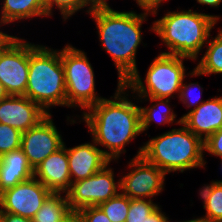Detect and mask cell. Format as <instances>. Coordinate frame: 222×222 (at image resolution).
I'll return each mask as SVG.
<instances>
[{
    "label": "cell",
    "instance_id": "1",
    "mask_svg": "<svg viewBox=\"0 0 222 222\" xmlns=\"http://www.w3.org/2000/svg\"><path fill=\"white\" fill-rule=\"evenodd\" d=\"M129 92L124 84H117L111 99H102L81 115L92 140L107 149L103 153L110 161L119 160L125 146L142 134L140 106L128 99Z\"/></svg>",
    "mask_w": 222,
    "mask_h": 222
},
{
    "label": "cell",
    "instance_id": "2",
    "mask_svg": "<svg viewBox=\"0 0 222 222\" xmlns=\"http://www.w3.org/2000/svg\"><path fill=\"white\" fill-rule=\"evenodd\" d=\"M117 11L110 8L90 10L95 20L101 48L112 58L118 72V84H124L136 71V55L142 41V24L151 11Z\"/></svg>",
    "mask_w": 222,
    "mask_h": 222
},
{
    "label": "cell",
    "instance_id": "3",
    "mask_svg": "<svg viewBox=\"0 0 222 222\" xmlns=\"http://www.w3.org/2000/svg\"><path fill=\"white\" fill-rule=\"evenodd\" d=\"M221 16L192 11H168L150 27L169 51L160 52L189 60H198V55L208 42L211 31Z\"/></svg>",
    "mask_w": 222,
    "mask_h": 222
},
{
    "label": "cell",
    "instance_id": "4",
    "mask_svg": "<svg viewBox=\"0 0 222 222\" xmlns=\"http://www.w3.org/2000/svg\"><path fill=\"white\" fill-rule=\"evenodd\" d=\"M173 128L143 143L136 157L156 165L166 175L171 172L205 168L204 141L190 131L182 122Z\"/></svg>",
    "mask_w": 222,
    "mask_h": 222
},
{
    "label": "cell",
    "instance_id": "5",
    "mask_svg": "<svg viewBox=\"0 0 222 222\" xmlns=\"http://www.w3.org/2000/svg\"><path fill=\"white\" fill-rule=\"evenodd\" d=\"M24 96L51 114L52 106L67 107L61 50L29 42V72ZM51 107V108H50Z\"/></svg>",
    "mask_w": 222,
    "mask_h": 222
},
{
    "label": "cell",
    "instance_id": "6",
    "mask_svg": "<svg viewBox=\"0 0 222 222\" xmlns=\"http://www.w3.org/2000/svg\"><path fill=\"white\" fill-rule=\"evenodd\" d=\"M188 58L160 53L155 56L145 74L144 82L136 71L124 85L136 97L173 98L180 93L183 79L187 75L184 60Z\"/></svg>",
    "mask_w": 222,
    "mask_h": 222
},
{
    "label": "cell",
    "instance_id": "7",
    "mask_svg": "<svg viewBox=\"0 0 222 222\" xmlns=\"http://www.w3.org/2000/svg\"><path fill=\"white\" fill-rule=\"evenodd\" d=\"M68 108L86 111L104 97L95 92V74L86 53L71 44L61 50Z\"/></svg>",
    "mask_w": 222,
    "mask_h": 222
},
{
    "label": "cell",
    "instance_id": "8",
    "mask_svg": "<svg viewBox=\"0 0 222 222\" xmlns=\"http://www.w3.org/2000/svg\"><path fill=\"white\" fill-rule=\"evenodd\" d=\"M29 72V42L9 35L0 44V82L9 95L24 96Z\"/></svg>",
    "mask_w": 222,
    "mask_h": 222
},
{
    "label": "cell",
    "instance_id": "9",
    "mask_svg": "<svg viewBox=\"0 0 222 222\" xmlns=\"http://www.w3.org/2000/svg\"><path fill=\"white\" fill-rule=\"evenodd\" d=\"M115 181L110 163L89 178L72 182L66 193L69 207L77 212L88 206H98L121 192L120 178Z\"/></svg>",
    "mask_w": 222,
    "mask_h": 222
},
{
    "label": "cell",
    "instance_id": "10",
    "mask_svg": "<svg viewBox=\"0 0 222 222\" xmlns=\"http://www.w3.org/2000/svg\"><path fill=\"white\" fill-rule=\"evenodd\" d=\"M129 173L120 177L121 192L129 199L152 200L164 190L166 174L142 156L128 162Z\"/></svg>",
    "mask_w": 222,
    "mask_h": 222
},
{
    "label": "cell",
    "instance_id": "11",
    "mask_svg": "<svg viewBox=\"0 0 222 222\" xmlns=\"http://www.w3.org/2000/svg\"><path fill=\"white\" fill-rule=\"evenodd\" d=\"M52 194L34 176L0 193V212L33 218Z\"/></svg>",
    "mask_w": 222,
    "mask_h": 222
},
{
    "label": "cell",
    "instance_id": "12",
    "mask_svg": "<svg viewBox=\"0 0 222 222\" xmlns=\"http://www.w3.org/2000/svg\"><path fill=\"white\" fill-rule=\"evenodd\" d=\"M64 145L62 135L48 114L35 127L22 132L21 149L34 170L45 158Z\"/></svg>",
    "mask_w": 222,
    "mask_h": 222
},
{
    "label": "cell",
    "instance_id": "13",
    "mask_svg": "<svg viewBox=\"0 0 222 222\" xmlns=\"http://www.w3.org/2000/svg\"><path fill=\"white\" fill-rule=\"evenodd\" d=\"M48 115L26 96L9 95L0 101V123L25 132Z\"/></svg>",
    "mask_w": 222,
    "mask_h": 222
},
{
    "label": "cell",
    "instance_id": "14",
    "mask_svg": "<svg viewBox=\"0 0 222 222\" xmlns=\"http://www.w3.org/2000/svg\"><path fill=\"white\" fill-rule=\"evenodd\" d=\"M34 177L52 193L66 194L70 190L72 180L65 142L34 169Z\"/></svg>",
    "mask_w": 222,
    "mask_h": 222
},
{
    "label": "cell",
    "instance_id": "15",
    "mask_svg": "<svg viewBox=\"0 0 222 222\" xmlns=\"http://www.w3.org/2000/svg\"><path fill=\"white\" fill-rule=\"evenodd\" d=\"M67 156L72 182L89 178L111 163L93 140L67 148Z\"/></svg>",
    "mask_w": 222,
    "mask_h": 222
},
{
    "label": "cell",
    "instance_id": "16",
    "mask_svg": "<svg viewBox=\"0 0 222 222\" xmlns=\"http://www.w3.org/2000/svg\"><path fill=\"white\" fill-rule=\"evenodd\" d=\"M182 123L196 136L205 141L222 128V96L205 100L196 109L182 117Z\"/></svg>",
    "mask_w": 222,
    "mask_h": 222
},
{
    "label": "cell",
    "instance_id": "17",
    "mask_svg": "<svg viewBox=\"0 0 222 222\" xmlns=\"http://www.w3.org/2000/svg\"><path fill=\"white\" fill-rule=\"evenodd\" d=\"M33 176L34 170L21 148L0 157V193Z\"/></svg>",
    "mask_w": 222,
    "mask_h": 222
},
{
    "label": "cell",
    "instance_id": "18",
    "mask_svg": "<svg viewBox=\"0 0 222 222\" xmlns=\"http://www.w3.org/2000/svg\"><path fill=\"white\" fill-rule=\"evenodd\" d=\"M134 101L137 99L138 102L144 101H150L151 107H142L140 106L141 111V129L142 133L147 131L149 127L151 126L152 122H157L159 125L176 123L177 125H180L182 122V118H179V120L176 119L177 115L174 113L173 109L170 105V99L169 98H156V97H137L133 96ZM135 97V98H134ZM143 99V100H142ZM154 102V103H153ZM153 103V104H152Z\"/></svg>",
    "mask_w": 222,
    "mask_h": 222
},
{
    "label": "cell",
    "instance_id": "19",
    "mask_svg": "<svg viewBox=\"0 0 222 222\" xmlns=\"http://www.w3.org/2000/svg\"><path fill=\"white\" fill-rule=\"evenodd\" d=\"M3 4V5H2ZM0 12V24L10 25L12 22L33 17H47L43 0H3Z\"/></svg>",
    "mask_w": 222,
    "mask_h": 222
},
{
    "label": "cell",
    "instance_id": "20",
    "mask_svg": "<svg viewBox=\"0 0 222 222\" xmlns=\"http://www.w3.org/2000/svg\"><path fill=\"white\" fill-rule=\"evenodd\" d=\"M210 40L206 43L205 54L197 66L191 71L190 77L203 75L222 74V29H219L215 37L210 35Z\"/></svg>",
    "mask_w": 222,
    "mask_h": 222
},
{
    "label": "cell",
    "instance_id": "21",
    "mask_svg": "<svg viewBox=\"0 0 222 222\" xmlns=\"http://www.w3.org/2000/svg\"><path fill=\"white\" fill-rule=\"evenodd\" d=\"M71 213L67 194L52 193L32 219L33 222H62Z\"/></svg>",
    "mask_w": 222,
    "mask_h": 222
},
{
    "label": "cell",
    "instance_id": "22",
    "mask_svg": "<svg viewBox=\"0 0 222 222\" xmlns=\"http://www.w3.org/2000/svg\"><path fill=\"white\" fill-rule=\"evenodd\" d=\"M199 195L206 211L201 219L222 222V180H213L199 189Z\"/></svg>",
    "mask_w": 222,
    "mask_h": 222
},
{
    "label": "cell",
    "instance_id": "23",
    "mask_svg": "<svg viewBox=\"0 0 222 222\" xmlns=\"http://www.w3.org/2000/svg\"><path fill=\"white\" fill-rule=\"evenodd\" d=\"M98 207L111 222H125L130 208V199L119 192L113 198L99 204Z\"/></svg>",
    "mask_w": 222,
    "mask_h": 222
},
{
    "label": "cell",
    "instance_id": "24",
    "mask_svg": "<svg viewBox=\"0 0 222 222\" xmlns=\"http://www.w3.org/2000/svg\"><path fill=\"white\" fill-rule=\"evenodd\" d=\"M47 12V16L52 17L53 8L56 7L57 10L62 15L63 21H66L69 17H72L77 11L86 8L87 14H89L90 9L86 0H43ZM56 5V6H55Z\"/></svg>",
    "mask_w": 222,
    "mask_h": 222
},
{
    "label": "cell",
    "instance_id": "25",
    "mask_svg": "<svg viewBox=\"0 0 222 222\" xmlns=\"http://www.w3.org/2000/svg\"><path fill=\"white\" fill-rule=\"evenodd\" d=\"M22 132L7 124L0 123V157L21 148Z\"/></svg>",
    "mask_w": 222,
    "mask_h": 222
},
{
    "label": "cell",
    "instance_id": "26",
    "mask_svg": "<svg viewBox=\"0 0 222 222\" xmlns=\"http://www.w3.org/2000/svg\"><path fill=\"white\" fill-rule=\"evenodd\" d=\"M158 207L153 200L130 199V208L125 222H143Z\"/></svg>",
    "mask_w": 222,
    "mask_h": 222
},
{
    "label": "cell",
    "instance_id": "27",
    "mask_svg": "<svg viewBox=\"0 0 222 222\" xmlns=\"http://www.w3.org/2000/svg\"><path fill=\"white\" fill-rule=\"evenodd\" d=\"M184 80L185 78L183 79L178 98L187 108L193 106V109H196L201 103L205 101L200 98L204 89L202 86H200V84H198V82H190L187 84L184 83Z\"/></svg>",
    "mask_w": 222,
    "mask_h": 222
},
{
    "label": "cell",
    "instance_id": "28",
    "mask_svg": "<svg viewBox=\"0 0 222 222\" xmlns=\"http://www.w3.org/2000/svg\"><path fill=\"white\" fill-rule=\"evenodd\" d=\"M76 213L80 222H111L98 206H88Z\"/></svg>",
    "mask_w": 222,
    "mask_h": 222
},
{
    "label": "cell",
    "instance_id": "29",
    "mask_svg": "<svg viewBox=\"0 0 222 222\" xmlns=\"http://www.w3.org/2000/svg\"><path fill=\"white\" fill-rule=\"evenodd\" d=\"M206 152L219 158L222 157V128L204 141V153Z\"/></svg>",
    "mask_w": 222,
    "mask_h": 222
},
{
    "label": "cell",
    "instance_id": "30",
    "mask_svg": "<svg viewBox=\"0 0 222 222\" xmlns=\"http://www.w3.org/2000/svg\"><path fill=\"white\" fill-rule=\"evenodd\" d=\"M137 5L144 10H149L151 11L152 15H157L158 13V8L163 5L164 1L168 0H134Z\"/></svg>",
    "mask_w": 222,
    "mask_h": 222
},
{
    "label": "cell",
    "instance_id": "31",
    "mask_svg": "<svg viewBox=\"0 0 222 222\" xmlns=\"http://www.w3.org/2000/svg\"><path fill=\"white\" fill-rule=\"evenodd\" d=\"M0 222H33V219L8 212H0Z\"/></svg>",
    "mask_w": 222,
    "mask_h": 222
},
{
    "label": "cell",
    "instance_id": "32",
    "mask_svg": "<svg viewBox=\"0 0 222 222\" xmlns=\"http://www.w3.org/2000/svg\"><path fill=\"white\" fill-rule=\"evenodd\" d=\"M160 207L159 205V207L143 222H167L169 218L166 216L165 212H162V208Z\"/></svg>",
    "mask_w": 222,
    "mask_h": 222
},
{
    "label": "cell",
    "instance_id": "33",
    "mask_svg": "<svg viewBox=\"0 0 222 222\" xmlns=\"http://www.w3.org/2000/svg\"><path fill=\"white\" fill-rule=\"evenodd\" d=\"M86 3L88 4L90 10L110 8L107 0H86Z\"/></svg>",
    "mask_w": 222,
    "mask_h": 222
},
{
    "label": "cell",
    "instance_id": "34",
    "mask_svg": "<svg viewBox=\"0 0 222 222\" xmlns=\"http://www.w3.org/2000/svg\"><path fill=\"white\" fill-rule=\"evenodd\" d=\"M200 5H208L213 8H219L222 0H196Z\"/></svg>",
    "mask_w": 222,
    "mask_h": 222
},
{
    "label": "cell",
    "instance_id": "35",
    "mask_svg": "<svg viewBox=\"0 0 222 222\" xmlns=\"http://www.w3.org/2000/svg\"><path fill=\"white\" fill-rule=\"evenodd\" d=\"M62 222H80L79 217L76 212H72L64 221Z\"/></svg>",
    "mask_w": 222,
    "mask_h": 222
},
{
    "label": "cell",
    "instance_id": "36",
    "mask_svg": "<svg viewBox=\"0 0 222 222\" xmlns=\"http://www.w3.org/2000/svg\"><path fill=\"white\" fill-rule=\"evenodd\" d=\"M8 96V92L6 91L4 85L0 82V101Z\"/></svg>",
    "mask_w": 222,
    "mask_h": 222
},
{
    "label": "cell",
    "instance_id": "37",
    "mask_svg": "<svg viewBox=\"0 0 222 222\" xmlns=\"http://www.w3.org/2000/svg\"><path fill=\"white\" fill-rule=\"evenodd\" d=\"M1 28V27H0ZM10 34H7L0 30V44L9 36Z\"/></svg>",
    "mask_w": 222,
    "mask_h": 222
},
{
    "label": "cell",
    "instance_id": "38",
    "mask_svg": "<svg viewBox=\"0 0 222 222\" xmlns=\"http://www.w3.org/2000/svg\"><path fill=\"white\" fill-rule=\"evenodd\" d=\"M192 222H214V221H208V220H204V219H201L200 217H198V218L192 219Z\"/></svg>",
    "mask_w": 222,
    "mask_h": 222
},
{
    "label": "cell",
    "instance_id": "39",
    "mask_svg": "<svg viewBox=\"0 0 222 222\" xmlns=\"http://www.w3.org/2000/svg\"><path fill=\"white\" fill-rule=\"evenodd\" d=\"M167 222H173V221H171V220L168 219ZM175 222H192V219H191V220H185V221H175Z\"/></svg>",
    "mask_w": 222,
    "mask_h": 222
}]
</instances>
